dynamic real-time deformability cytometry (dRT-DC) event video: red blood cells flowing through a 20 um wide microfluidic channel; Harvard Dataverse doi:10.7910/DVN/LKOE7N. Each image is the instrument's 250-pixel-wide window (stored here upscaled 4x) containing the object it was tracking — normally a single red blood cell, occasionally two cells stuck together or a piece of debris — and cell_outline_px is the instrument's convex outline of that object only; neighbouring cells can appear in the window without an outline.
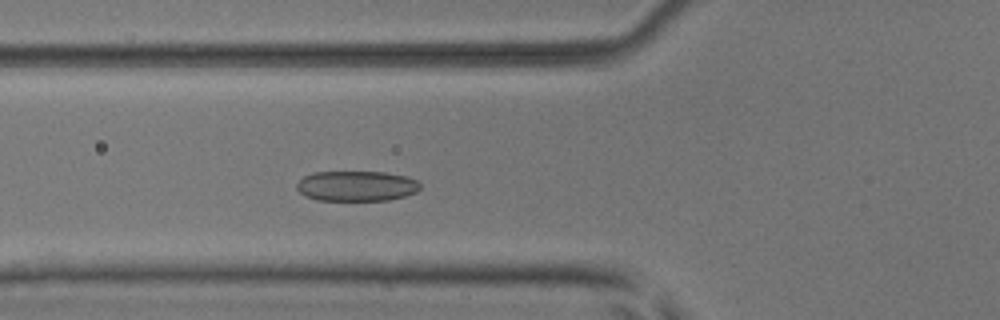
{"species": "common noctule bat (a hibernating species)", "species_latin": "Nyctalus noctula", "temperature_condition": "room temperature", "stored_images_in_passage": 41, "camera_frame_rate_fps": 3000, "um_per_image_px": 0.085, "animal": {"sex": "male", "body_mass_g": 17.9, "forearm_length_mm": 54.2}, "frame": {"image": 1, "passage_image": 8, "time_ms": 2.333, "image_size_px": [1000, 320], "cell_outline_px": [[420, 188], [416, 192], [404, 196], [388, 200], [320, 200], [304, 196], [296, 188], [296, 184], [304, 176], [316, 172], [384, 172], [408, 176], [416, 180], [420, 184]], "centroid_in_image_um": [30.31, 15.81], "position_along_channel_um": 95.5, "area_um2": 21.73}}
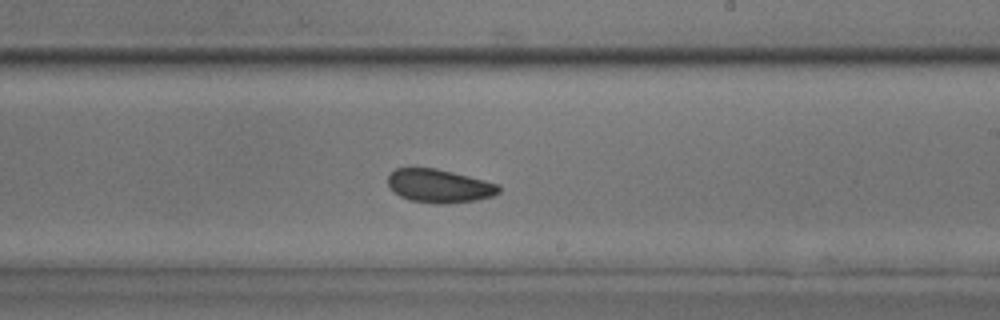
{"frame": {"image": 2, "passage_image": 20, "time_ms": 6.333, "image_size_px": [1000, 320], "cell_outline_px": [[500, 192], [492, 196], [476, 200], [448, 204], [436, 204], [408, 200], [400, 196], [388, 184], [388, 176], [396, 168], [436, 168], [500, 184]], "centroid_in_image_um": [37.36, 15.81], "position_along_channel_um": 251.6, "area_um2": 21.56}}
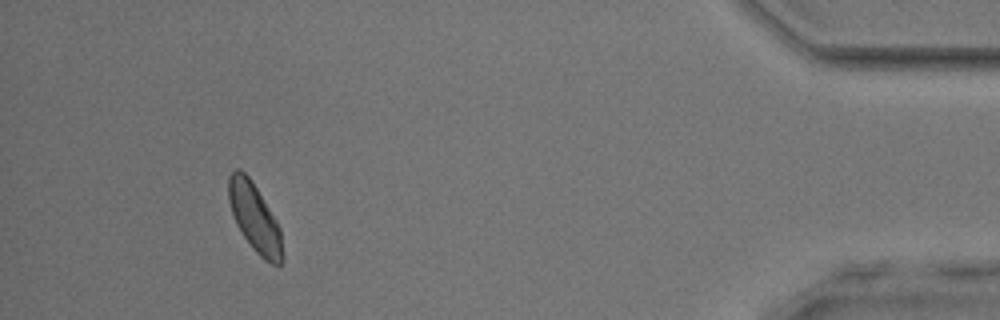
{"frame": {"image": 3, "passage_image": 37, "time_ms": 12.0, "image_size_px": [1000, 320], "cell_outline_px": [[284, 256], [280, 264], [272, 264], [264, 260], [252, 248], [236, 224], [228, 200], [228, 176], [236, 168], [240, 168], [248, 176], [256, 188], [276, 220], [280, 228]], "centroid_in_image_um": [21.64, 18.52], "position_along_channel_um": 413.6, "area_um2": 21.27}, "authors_computed_cell_mechanics": {"area_um2": 21.5016, "velocity_mm_per_s": 3.9225, "shape_relaxation_time_tau1_ms": 2.3642, "shape_relaxation_time_tau2_ms": 3.4014, "deformation_change_tau1": 0.0707, "deformation_change_tau2": 0.0941}}